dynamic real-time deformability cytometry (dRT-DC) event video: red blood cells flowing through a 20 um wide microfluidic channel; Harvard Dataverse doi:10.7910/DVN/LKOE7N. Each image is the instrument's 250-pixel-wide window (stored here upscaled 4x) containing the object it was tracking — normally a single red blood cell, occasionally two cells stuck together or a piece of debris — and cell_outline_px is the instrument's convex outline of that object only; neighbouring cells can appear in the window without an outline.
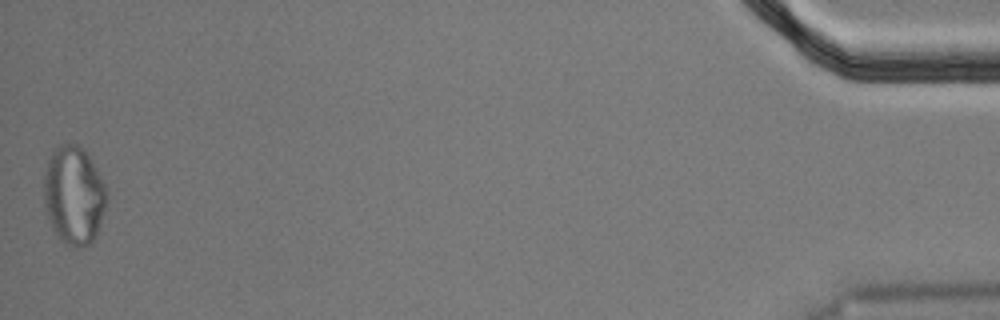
{"species": "Egyptian fruit bat (a non-hibernating species)", "species_latin": "Rousettus aegyptiacus", "temperature_condition": "cold", "stored_images_in_passage": 49, "segment_of_instrument_passage": [2, 2], "camera_frame_rate_fps": 3000, "um_per_image_px": 0.085, "animal": {"sex": "male"}, "frame": {"image": 1, "passage_image": 49, "time_ms": 16.0, "image_size_px": [1000, 320], "cell_outline_px": [[108, 196], [96, 236], [88, 244], [80, 248], [64, 244], [56, 236], [52, 228], [44, 204], [44, 176], [48, 160], [52, 152], [60, 144], [80, 144], [88, 156], [104, 184]], "centroid_in_image_um": [6.26, 16.62], "position_along_channel_um": 428.9, "area_um2": 35.78}}